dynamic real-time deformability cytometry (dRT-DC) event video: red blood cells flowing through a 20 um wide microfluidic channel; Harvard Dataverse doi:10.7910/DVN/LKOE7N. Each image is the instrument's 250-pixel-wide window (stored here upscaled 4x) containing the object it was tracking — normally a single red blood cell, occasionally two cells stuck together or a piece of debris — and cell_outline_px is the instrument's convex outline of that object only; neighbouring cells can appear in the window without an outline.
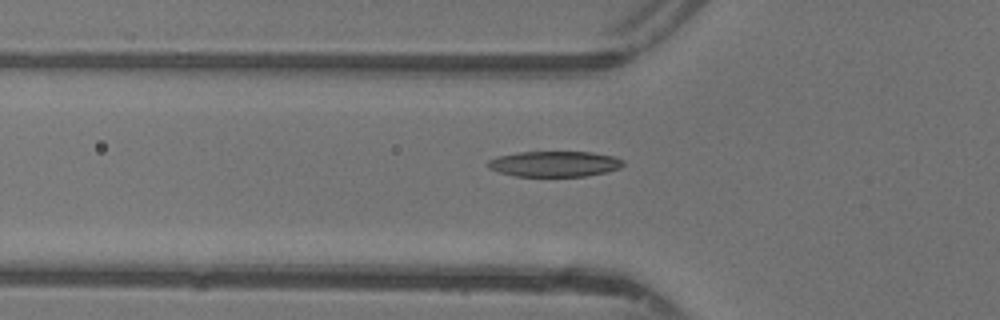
{"species": "common noctule bat (a hibernating species)", "species_latin": "Nyctalus noctula", "temperature_condition": "warm", "stored_images_in_passage": 16, "camera_frame_rate_fps": 3000, "um_per_image_px": 0.085, "animal": {"sex": "female"}, "frame": {"image": 1, "passage_image": 9, "time_ms": 2.667, "image_size_px": [1000, 320], "cell_outline_px": [[624, 164], [620, 168], [608, 172], [584, 176], [516, 176], [500, 172], [488, 168], [488, 160], [496, 156], [516, 152], [592, 152], [612, 156], [624, 160]], "centroid_in_image_um": [47.14, 13.93], "position_along_channel_um": 78.7, "area_um2": 20.23}}
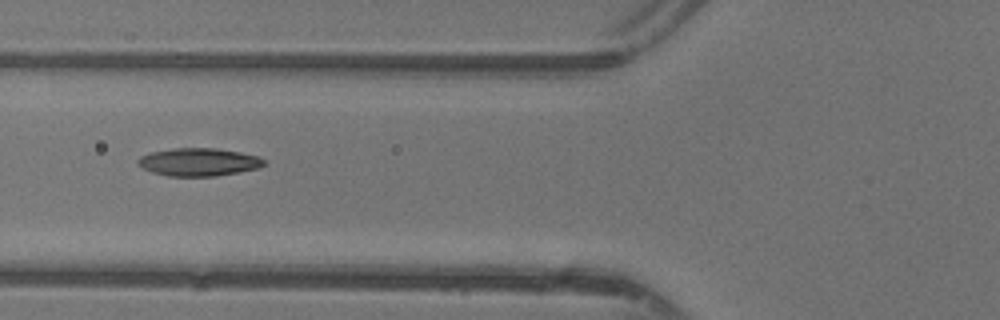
{"frame": {"image": 2, "passage_image": 11, "time_ms": 3.333, "image_size_px": [1000, 320], "cell_outline_px": [[264, 164], [260, 168], [216, 176], [168, 176], [152, 172], [136, 164], [136, 160], [140, 156], [152, 152], [176, 148], [216, 148], [240, 152], [260, 156], [264, 160]], "centroid_in_image_um": [16.89, 13.77], "position_along_channel_um": 108.9, "area_um2": 20.52}}
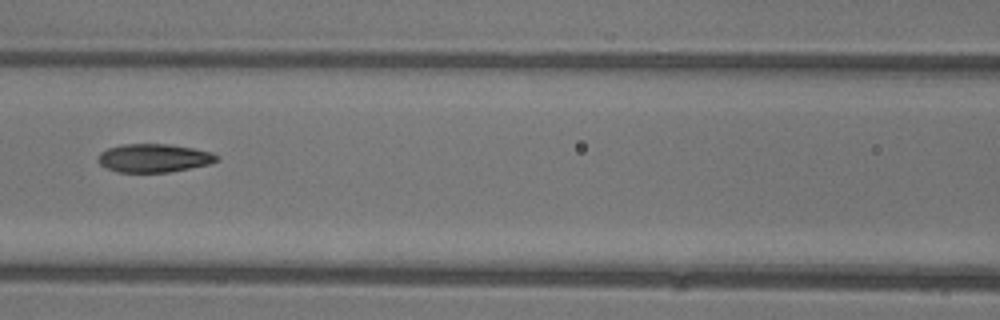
{"frame": {"image": 3, "passage_image": 14, "time_ms": 4.333, "image_size_px": [1000, 320], "cell_outline_px": [[220, 160], [212, 164], [168, 172], [116, 172], [104, 168], [96, 160], [100, 152], [108, 148], [120, 144], [168, 144], [192, 148], [212, 152], [220, 156]], "centroid_in_image_um": [13.08, 13.44], "position_along_channel_um": 153.5, "area_um2": 19.94}}